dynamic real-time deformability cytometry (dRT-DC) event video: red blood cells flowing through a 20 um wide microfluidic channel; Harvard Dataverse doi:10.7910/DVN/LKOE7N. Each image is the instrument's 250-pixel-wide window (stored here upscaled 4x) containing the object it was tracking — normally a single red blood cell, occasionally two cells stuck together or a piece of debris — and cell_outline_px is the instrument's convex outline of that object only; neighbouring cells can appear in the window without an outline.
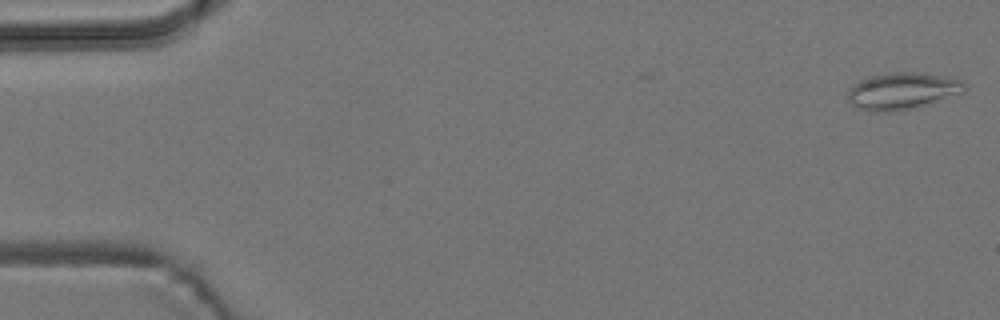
{"species": "common noctule bat (a hibernating species)", "species_latin": "Nyctalus noctula", "temperature_condition": "room temperature", "stored_images_in_passage": 4, "camera_frame_rate_fps": 3000, "um_per_image_px": 0.085, "animal": {"sex": "male", "body_mass_g": 19.2, "forearm_length_mm": 51.8}, "frame": {"image": 1, "passage_image": 1, "time_ms": 0.0, "image_size_px": [1000, 320], "cell_outline_px": [[968, 88], [964, 92], [912, 108], [888, 112], [868, 112], [856, 108], [848, 100], [848, 92], [852, 84], [868, 76], [892, 72], [924, 72], [944, 76], [960, 80]], "centroid_in_image_um": [76.65, 7.72], "position_along_channel_um": 8.4, "area_um2": 25.14}}